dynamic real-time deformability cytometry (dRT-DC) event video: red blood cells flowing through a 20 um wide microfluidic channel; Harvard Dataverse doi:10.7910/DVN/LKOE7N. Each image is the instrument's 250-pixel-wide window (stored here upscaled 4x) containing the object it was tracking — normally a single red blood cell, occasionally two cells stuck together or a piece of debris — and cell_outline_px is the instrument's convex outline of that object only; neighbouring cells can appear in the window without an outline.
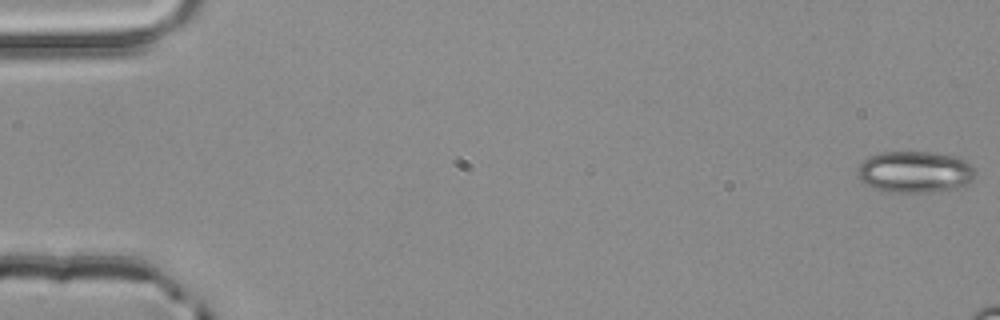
{"species": "common noctule bat (a hibernating species)", "species_latin": "Nyctalus noctula", "temperature_condition": "room temperature", "stored_images_in_passage": 11, "camera_frame_rate_fps": 3000, "um_per_image_px": 0.085, "animal": {"sex": "male", "body_mass_g": 20.4}, "frame": {"image": 1, "passage_image": 1, "time_ms": 0.0, "image_size_px": [1000, 320], "cell_outline_px": [[976, 172], [972, 180], [964, 188], [932, 192], [888, 192], [864, 184], [856, 176], [856, 172], [860, 164], [868, 156], [880, 152], [928, 152], [952, 156], [964, 160]], "centroid_in_image_um": [77.75, 14.63], "position_along_channel_um": 7.3, "area_um2": 28.73}}